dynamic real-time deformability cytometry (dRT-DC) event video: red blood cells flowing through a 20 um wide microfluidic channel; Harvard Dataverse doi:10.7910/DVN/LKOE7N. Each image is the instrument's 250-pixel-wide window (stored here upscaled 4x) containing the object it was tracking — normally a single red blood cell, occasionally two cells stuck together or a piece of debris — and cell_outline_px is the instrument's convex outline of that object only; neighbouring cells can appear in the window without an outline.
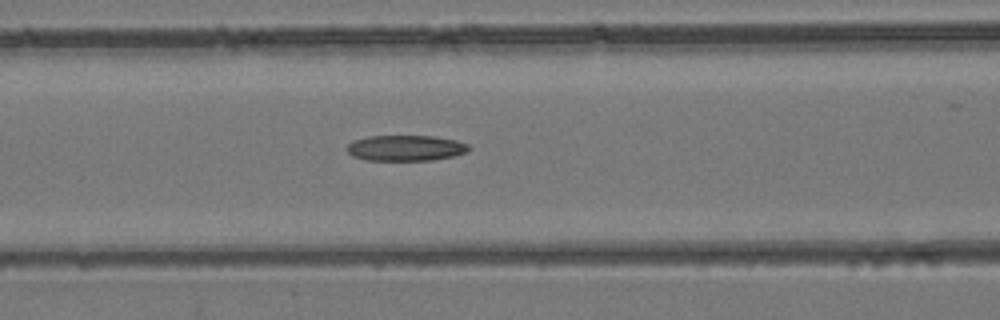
{"species": "common noctule bat (a hibernating species)", "species_latin": "Nyctalus noctula", "temperature_condition": "room temperature", "stored_images_in_passage": 44, "camera_frame_rate_fps": 3000, "um_per_image_px": 0.085, "animal": {"sex": "female", "body_mass_g": 24.6, "forearm_length_mm": 56.2}, "frame": {"image": 1, "passage_image": 19, "time_ms": 6.0, "image_size_px": [1000, 320], "cell_outline_px": [[472, 148], [468, 152], [452, 156], [432, 160], [368, 160], [352, 156], [344, 148], [352, 140], [368, 136], [432, 136], [456, 140], [468, 144]], "centroid_in_image_um": [34.47, 12.58], "position_along_channel_um": 132.1, "area_um2": 18.38}}
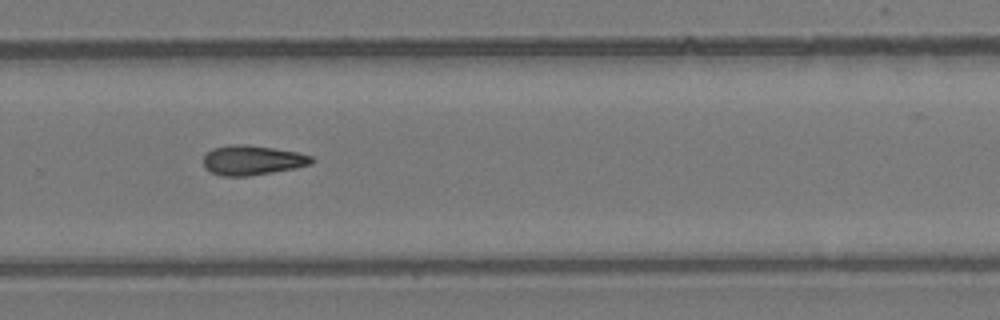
{"frame": {"image": 2, "passage_image": 30, "time_ms": 9.667, "image_size_px": [1000, 320], "cell_outline_px": [[316, 160], [312, 164], [296, 168], [248, 176], [220, 176], [204, 168], [204, 156], [212, 148], [228, 144], [244, 144], [272, 148], [296, 152], [312, 156]], "centroid_in_image_um": [21.45, 13.62], "position_along_channel_um": 308.4, "area_um2": 18.79}}
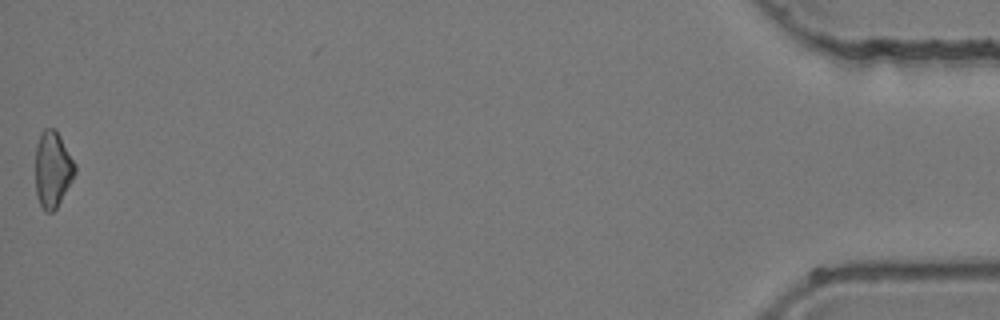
{"frame": {"image": 3, "passage_image": 44, "time_ms": 14.333, "image_size_px": [1000, 320], "cell_outline_px": [[76, 172], [72, 180], [56, 208], [52, 212], [44, 212], [36, 196], [36, 148], [40, 132], [44, 128], [56, 128], [76, 164]], "centroid_in_image_um": [4.47, 14.37], "position_along_channel_um": 430.7, "area_um2": 17.63}}